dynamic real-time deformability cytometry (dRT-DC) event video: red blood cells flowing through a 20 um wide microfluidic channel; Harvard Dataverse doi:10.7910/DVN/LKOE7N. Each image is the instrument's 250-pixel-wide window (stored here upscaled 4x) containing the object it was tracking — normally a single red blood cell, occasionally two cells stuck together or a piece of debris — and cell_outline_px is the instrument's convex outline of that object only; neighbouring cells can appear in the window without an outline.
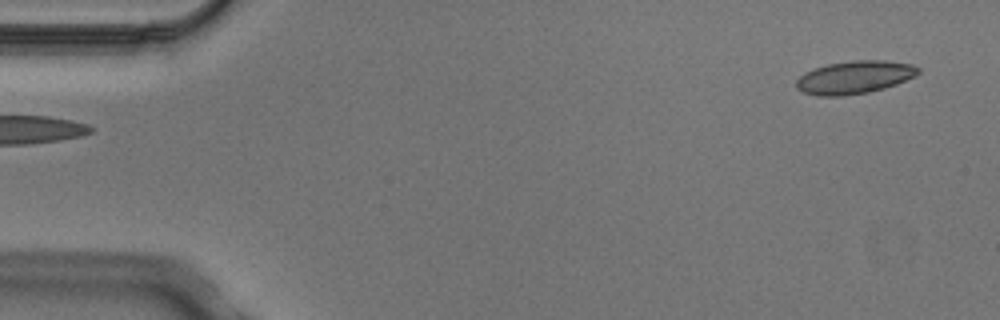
{"species": "Egyptian fruit bat (a non-hibernating species)", "species_latin": "Rousettus aegyptiacus", "temperature_condition": "cold", "stored_images_in_passage": 5, "segment_of_instrument_passage": [2, 2], "camera_frame_rate_fps": 3000, "um_per_image_px": 0.085, "animal": {"sex": "male"}, "frame": {"image": 1, "passage_image": 5, "time_ms": 1.333, "image_size_px": [1000, 320], "cell_outline_px": [[920, 72], [916, 76], [896, 84], [884, 88], [868, 92], [844, 96], [816, 96], [804, 92], [796, 88], [796, 80], [804, 72], [828, 64], [852, 60], [884, 60], [912, 64], [920, 68]], "centroid_in_image_um": [72.64, 6.57], "position_along_channel_um": 12.4, "area_um2": 23.47}}